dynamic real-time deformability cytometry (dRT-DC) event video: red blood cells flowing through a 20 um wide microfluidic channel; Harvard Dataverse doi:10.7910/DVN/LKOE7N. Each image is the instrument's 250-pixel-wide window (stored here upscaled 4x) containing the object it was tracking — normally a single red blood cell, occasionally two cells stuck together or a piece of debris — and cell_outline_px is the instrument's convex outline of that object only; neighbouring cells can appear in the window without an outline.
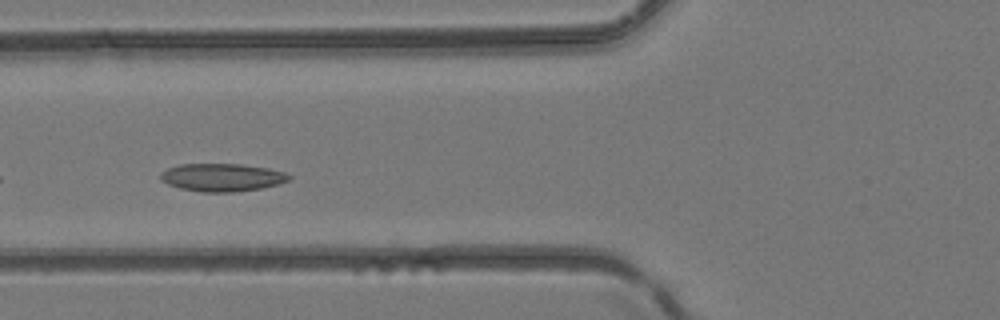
{"species": "common noctule bat (a hibernating species)", "species_latin": "Nyctalus noctula", "temperature_condition": "room temperature", "stored_images_in_passage": 4, "camera_frame_rate_fps": 3000, "um_per_image_px": 0.085, "animal": {"sex": "female", "body_mass_g": 24.6, "forearm_length_mm": 56.2}, "frame": {"image": 1, "passage_image": 4, "time_ms": 1.0, "image_size_px": [1000, 320], "cell_outline_px": [[292, 176], [288, 180], [280, 184], [260, 188], [232, 192], [204, 192], [180, 188], [168, 184], [160, 180], [160, 172], [168, 168], [180, 164], [240, 164], [268, 168], [284, 172]], "centroid_in_image_um": [18.86, 15.07], "position_along_channel_um": 106.9, "area_um2": 20.81}}